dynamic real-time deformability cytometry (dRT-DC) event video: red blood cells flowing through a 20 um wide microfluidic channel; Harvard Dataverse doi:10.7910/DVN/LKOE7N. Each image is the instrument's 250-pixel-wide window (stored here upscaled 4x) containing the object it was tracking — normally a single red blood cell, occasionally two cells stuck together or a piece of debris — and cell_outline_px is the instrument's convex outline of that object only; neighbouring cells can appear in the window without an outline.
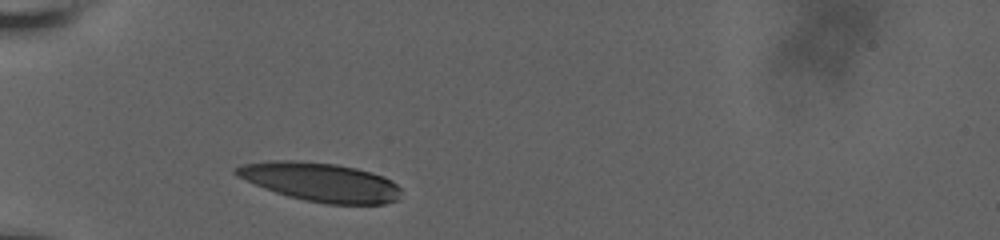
{"species": "human", "species_latin": "Homo sapiens", "temperature_condition": "room temperature", "stored_images_in_passage": 1, "camera_frame_rate_fps": 3000, "um_per_image_px": 0.085, "donor": {"sex": "male"}, "frame": {"image": 1, "passage_image": 1, "time_ms": 0.0, "image_size_px": [1000, 240], "cell_outline_px": [[400, 200], [384, 204], [328, 204], [304, 200], [288, 196], [264, 188], [232, 172], [236, 168], [244, 164], [272, 160], [292, 160], [336, 164], [356, 168], [372, 172], [384, 176], [392, 180], [400, 188]], "centroid_in_image_um": [27.31, 15.48], "position_along_channel_um": 57.7, "area_um2": 37.17}}